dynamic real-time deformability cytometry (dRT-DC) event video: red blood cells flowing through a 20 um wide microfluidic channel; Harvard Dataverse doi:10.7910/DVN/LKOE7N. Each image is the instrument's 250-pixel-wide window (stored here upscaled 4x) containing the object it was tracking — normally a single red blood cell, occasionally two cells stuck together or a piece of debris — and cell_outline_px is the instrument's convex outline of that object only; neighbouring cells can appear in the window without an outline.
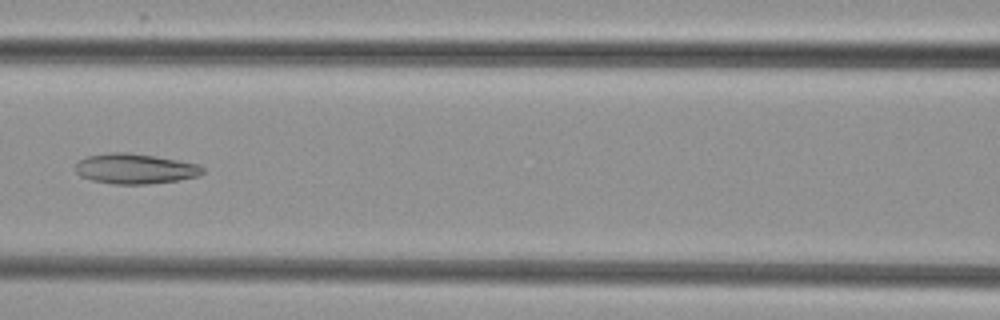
{"species": "common noctule bat (a hibernating species)", "species_latin": "Nyctalus noctula", "temperature_condition": "cold", "stored_images_in_passage": 7, "camera_frame_rate_fps": 3000, "um_per_image_px": 0.085, "animal": {"sex": "female", "body_mass_g": 29.2, "forearm_length_mm": 56.3}, "frame": {"image": 1, "passage_image": 6, "time_ms": 6.667, "image_size_px": [1000, 320], "cell_outline_px": [[204, 172], [200, 176], [176, 180], [148, 184], [112, 184], [92, 180], [80, 176], [76, 172], [76, 164], [80, 160], [88, 156], [108, 152], [128, 152], [200, 164], [204, 168]], "centroid_in_image_um": [11.49, 14.34], "position_along_channel_um": 155.1, "area_um2": 22.31}}
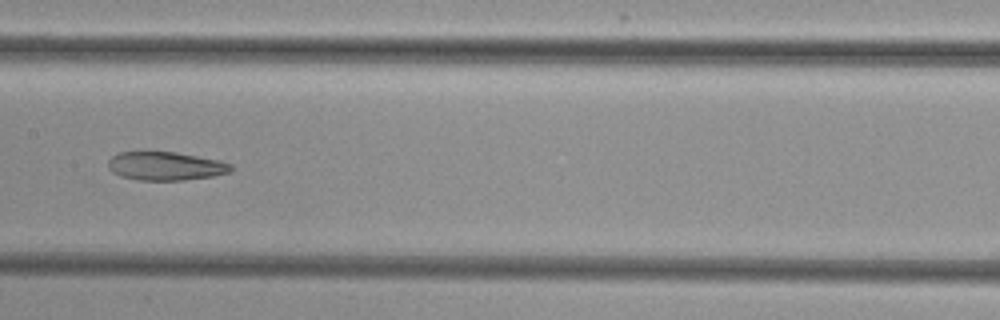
{"frame": {"image": 2, "passage_image": 7, "time_ms": 7.667, "image_size_px": [1000, 320], "cell_outline_px": [[232, 168], [228, 172], [212, 176], [184, 180], [136, 180], [120, 176], [112, 172], [108, 168], [108, 160], [112, 156], [120, 152], [176, 152], [220, 160], [232, 164]], "centroid_in_image_um": [14.05, 14.11], "position_along_channel_um": 193.4, "area_um2": 20.4}}